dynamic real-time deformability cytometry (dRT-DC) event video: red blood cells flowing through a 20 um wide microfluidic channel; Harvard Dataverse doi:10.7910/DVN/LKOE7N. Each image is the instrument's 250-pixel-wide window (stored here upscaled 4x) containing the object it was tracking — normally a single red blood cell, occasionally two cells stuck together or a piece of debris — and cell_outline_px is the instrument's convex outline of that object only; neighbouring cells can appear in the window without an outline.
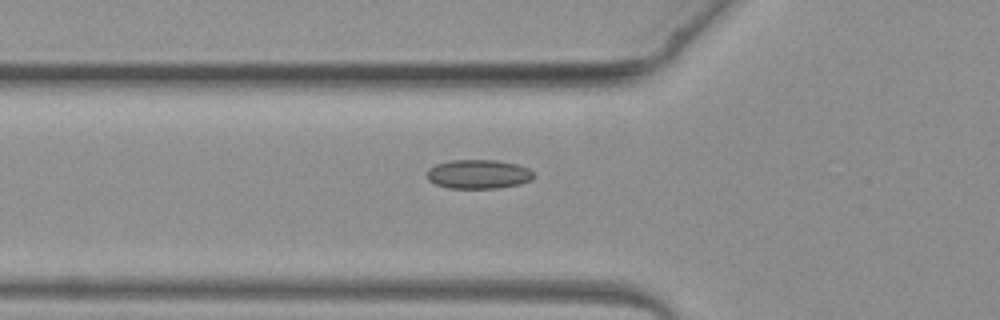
{"species": "common noctule bat (a hibernating species)", "species_latin": "Nyctalus noctula", "temperature_condition": "warm", "stored_images_in_passage": 4, "camera_frame_rate_fps": 3000, "um_per_image_px": 0.085, "animal": {"sex": "female", "body_mass_g": 19.3, "forearm_length_mm": 54.1}, "frame": {"image": 1, "passage_image": 4, "time_ms": 3.667, "image_size_px": [1000, 320], "cell_outline_px": [[536, 176], [532, 180], [520, 184], [496, 188], [448, 188], [436, 184], [428, 180], [428, 168], [436, 164], [452, 160], [496, 160], [516, 164], [528, 168]], "centroid_in_image_um": [40.68, 14.8], "position_along_channel_um": 85.1, "area_um2": 18.09}}